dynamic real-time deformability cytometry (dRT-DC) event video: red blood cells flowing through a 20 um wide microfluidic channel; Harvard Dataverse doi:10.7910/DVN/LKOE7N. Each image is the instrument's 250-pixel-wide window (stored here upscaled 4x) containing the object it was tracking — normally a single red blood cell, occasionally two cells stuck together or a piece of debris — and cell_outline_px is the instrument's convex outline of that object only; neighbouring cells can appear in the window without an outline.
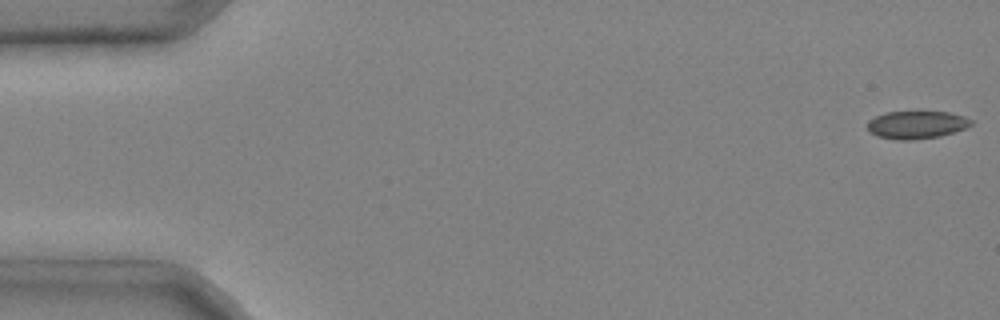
{"species": "common noctule bat (a hibernating species)", "species_latin": "Nyctalus noctula", "temperature_condition": "cold", "stored_images_in_passage": 6, "camera_frame_rate_fps": 3000, "um_per_image_px": 0.085, "animal": {"sex": "male", "body_mass_g": 20.4}, "frame": {"image": 1, "passage_image": 1, "time_ms": 0.0, "image_size_px": [1000, 320], "cell_outline_px": [[972, 124], [964, 128], [940, 136], [912, 140], [900, 140], [876, 136], [868, 132], [868, 120], [884, 112], [948, 112], [964, 116], [972, 120]], "centroid_in_image_um": [77.87, 10.61], "position_along_channel_um": 7.1, "area_um2": 16.7}}